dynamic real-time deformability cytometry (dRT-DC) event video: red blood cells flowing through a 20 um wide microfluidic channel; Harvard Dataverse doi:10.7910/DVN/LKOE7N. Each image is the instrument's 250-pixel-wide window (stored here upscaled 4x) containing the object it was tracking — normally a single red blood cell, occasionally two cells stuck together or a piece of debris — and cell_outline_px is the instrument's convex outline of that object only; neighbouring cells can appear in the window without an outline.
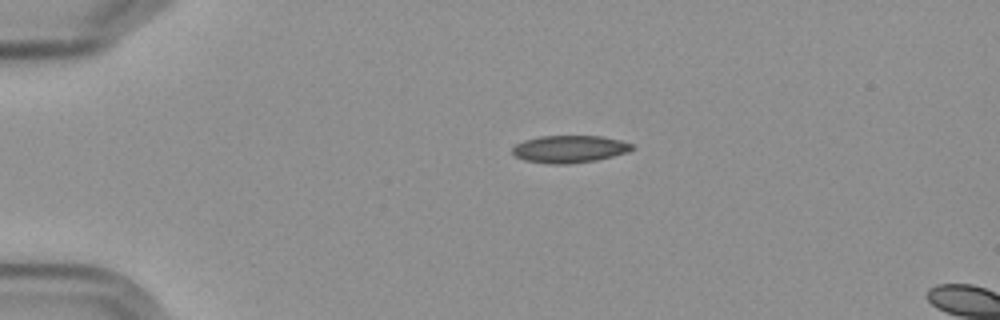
{"species": "Egyptian fruit bat (a non-hibernating species)", "species_latin": "Rousettus aegyptiacus", "temperature_condition": "cold", "stored_images_in_passage": 2, "camera_frame_rate_fps": 3000, "um_per_image_px": 0.085, "frame": {"image": 1, "passage_image": 1, "time_ms": 0.0, "image_size_px": [1000, 320], "cell_outline_px": [[636, 148], [628, 152], [596, 160], [568, 164], [548, 164], [524, 160], [516, 156], [512, 152], [512, 148], [516, 144], [524, 140], [540, 136], [600, 136], [620, 140], [632, 144]], "centroid_in_image_um": [48.41, 12.67], "position_along_channel_um": 36.6, "area_um2": 19.07}}